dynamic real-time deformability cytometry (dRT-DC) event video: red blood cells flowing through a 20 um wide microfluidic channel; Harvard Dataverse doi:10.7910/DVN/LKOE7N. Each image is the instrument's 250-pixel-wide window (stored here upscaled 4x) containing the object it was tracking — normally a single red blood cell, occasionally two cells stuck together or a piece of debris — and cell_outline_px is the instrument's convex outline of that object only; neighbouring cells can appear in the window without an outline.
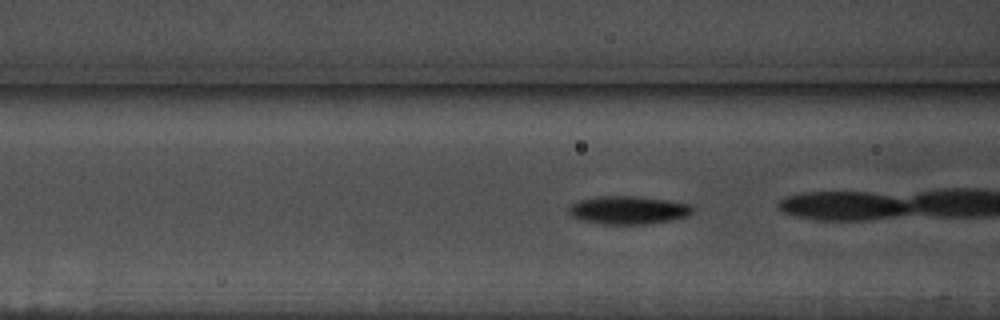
{"species": "common noctule bat (a hibernating species)", "species_latin": "Nyctalus noctula", "temperature_condition": "warm", "stored_images_in_passage": 7, "camera_frame_rate_fps": 3000, "um_per_image_px": 0.085, "animal": {"sex": "male", "body_mass_g": 17.5, "forearm_length_mm": 52.3}, "frame": {"image": 1, "passage_image": 4, "time_ms": 1.0, "image_size_px": [1000, 320], "cell_outline_px": [[696, 208], [688, 216], [672, 220], [644, 224], [604, 224], [580, 220], [572, 216], [568, 212], [568, 204], [580, 200], [596, 196], [636, 196], [668, 200], [688, 204]], "centroid_in_image_um": [53.38, 17.85], "position_along_channel_um": 113.2, "area_um2": 20.46}}